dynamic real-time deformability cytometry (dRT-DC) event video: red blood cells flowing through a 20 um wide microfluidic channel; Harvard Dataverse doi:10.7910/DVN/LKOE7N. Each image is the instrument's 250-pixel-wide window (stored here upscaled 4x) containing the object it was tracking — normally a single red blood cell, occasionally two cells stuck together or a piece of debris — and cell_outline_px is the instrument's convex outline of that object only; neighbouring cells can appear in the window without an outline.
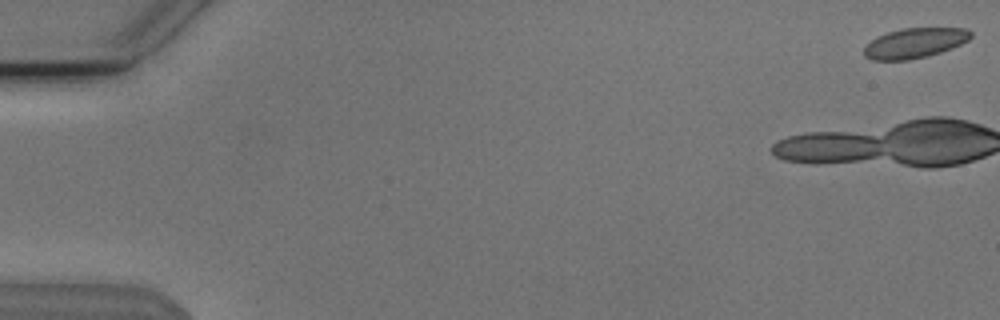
{"species": "Egyptian fruit bat (a non-hibernating species)", "species_latin": "Rousettus aegyptiacus", "temperature_condition": "cold", "stored_images_in_passage": 9, "camera_frame_rate_fps": 3000, "um_per_image_px": 0.085, "animal": {"sex": "male"}, "frame": {"image": 1, "passage_image": 1, "time_ms": 0.0, "image_size_px": [1000, 320], "cell_outline_px": [[972, 36], [968, 40], [952, 48], [928, 56], [908, 60], [872, 60], [864, 56], [864, 48], [876, 36], [888, 32], [904, 28], [964, 28], [972, 32]], "centroid_in_image_um": [77.75, 3.66], "position_along_channel_um": 7.3, "area_um2": 18.61}}
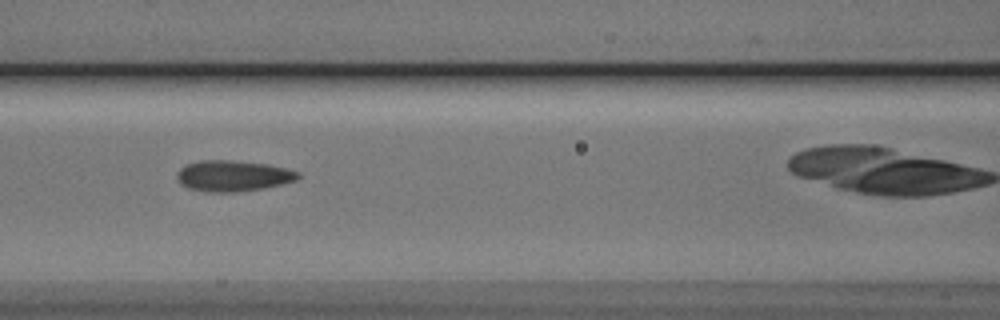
{"frame": {"image": 2, "passage_image": 6, "time_ms": 1.667, "image_size_px": [1000, 320], "cell_outline_px": [[300, 176], [296, 180], [280, 184], [260, 188], [232, 192], [212, 192], [188, 188], [176, 176], [180, 168], [188, 164], [200, 160], [232, 160], [268, 164], [300, 172]], "centroid_in_image_um": [19.82, 14.93], "position_along_channel_um": 146.8, "area_um2": 21.39}}